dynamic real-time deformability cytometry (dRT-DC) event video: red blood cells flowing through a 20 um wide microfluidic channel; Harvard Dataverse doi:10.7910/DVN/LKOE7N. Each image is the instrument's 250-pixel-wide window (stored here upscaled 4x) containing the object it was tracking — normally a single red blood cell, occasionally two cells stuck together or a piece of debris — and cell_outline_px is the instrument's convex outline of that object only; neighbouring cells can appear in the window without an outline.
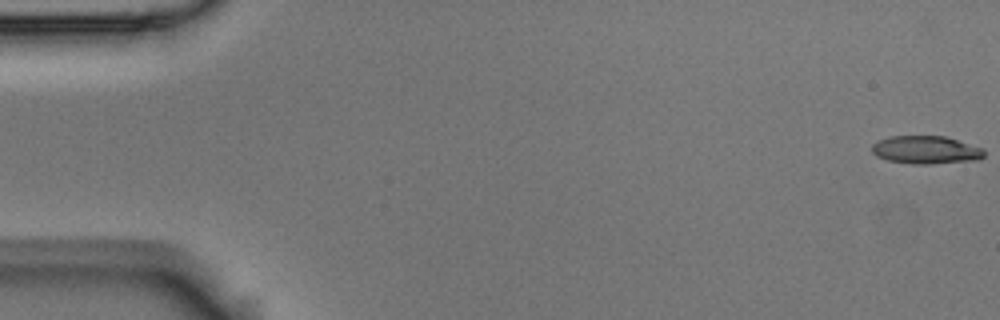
{"species": "Egyptian fruit bat (a non-hibernating species)", "species_latin": "Rousettus aegyptiacus", "temperature_condition": "room temperature", "stored_images_in_passage": 6, "camera_frame_rate_fps": 3000, "um_per_image_px": 0.085, "animal": {"sex": "male"}, "frame": {"image": 1, "passage_image": 1, "time_ms": 0.0, "image_size_px": [1000, 320], "cell_outline_px": [[984, 156], [980, 160], [928, 164], [912, 164], [888, 160], [876, 156], [872, 152], [872, 144], [888, 136], [944, 136], [984, 148]], "centroid_in_image_um": [78.72, 12.74], "position_along_channel_um": 6.3, "area_um2": 18.38}}